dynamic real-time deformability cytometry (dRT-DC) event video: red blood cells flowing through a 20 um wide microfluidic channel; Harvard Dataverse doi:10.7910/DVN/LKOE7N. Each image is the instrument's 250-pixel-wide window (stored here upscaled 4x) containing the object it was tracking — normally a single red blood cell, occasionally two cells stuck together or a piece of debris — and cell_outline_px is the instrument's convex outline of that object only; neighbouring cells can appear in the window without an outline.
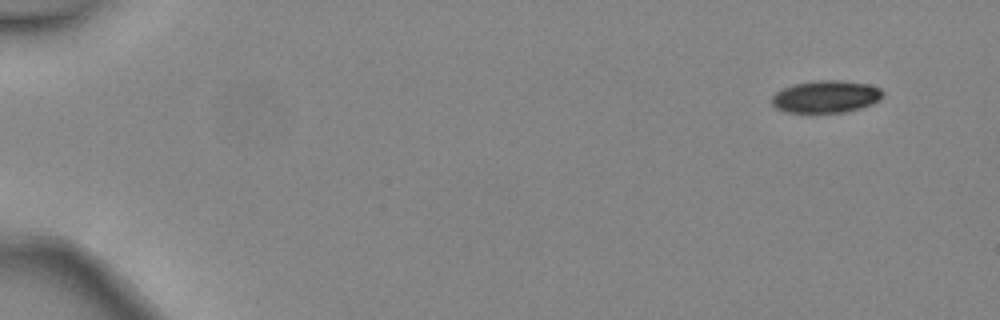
{"species": "common noctule bat (a hibernating species)", "species_latin": "Nyctalus noctula", "temperature_condition": "warm", "stored_images_in_passage": 5, "camera_frame_rate_fps": 3000, "um_per_image_px": 0.085, "animal": {"sex": "female", "body_mass_g": 24.6, "forearm_length_mm": 56.2}, "frame": {"image": 1, "passage_image": 1, "time_ms": 0.0, "image_size_px": [1000, 320], "cell_outline_px": [[884, 96], [880, 100], [872, 104], [860, 108], [844, 112], [808, 116], [784, 112], [776, 108], [772, 104], [772, 96], [776, 92], [784, 88], [796, 84], [820, 80], [840, 80], [868, 84], [880, 88], [884, 92]], "centroid_in_image_um": [70.19, 8.27], "position_along_channel_um": 14.8, "area_um2": 21.68}}
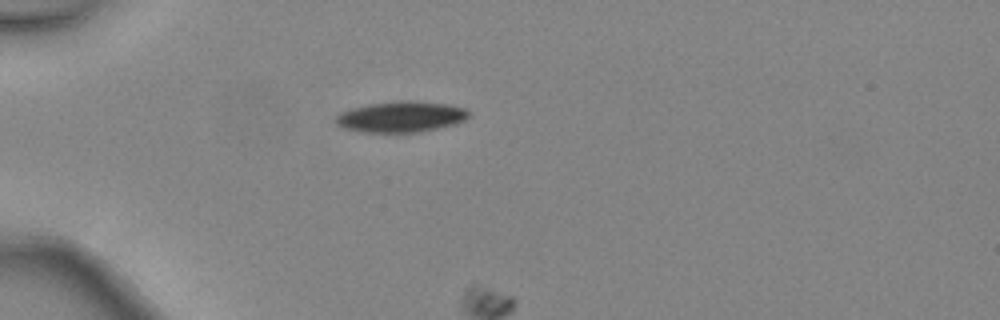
{"frame": {"image": 2, "passage_image": 4, "time_ms": 1.0, "image_size_px": [1000, 320], "cell_outline_px": [[468, 116], [464, 120], [452, 124], [436, 128], [416, 132], [360, 132], [344, 128], [336, 124], [336, 116], [340, 112], [352, 108], [368, 104], [396, 100], [412, 100], [448, 104], [464, 108], [468, 112]], "centroid_in_image_um": [34.03, 9.91], "position_along_channel_um": 51.0, "area_um2": 23.81}}